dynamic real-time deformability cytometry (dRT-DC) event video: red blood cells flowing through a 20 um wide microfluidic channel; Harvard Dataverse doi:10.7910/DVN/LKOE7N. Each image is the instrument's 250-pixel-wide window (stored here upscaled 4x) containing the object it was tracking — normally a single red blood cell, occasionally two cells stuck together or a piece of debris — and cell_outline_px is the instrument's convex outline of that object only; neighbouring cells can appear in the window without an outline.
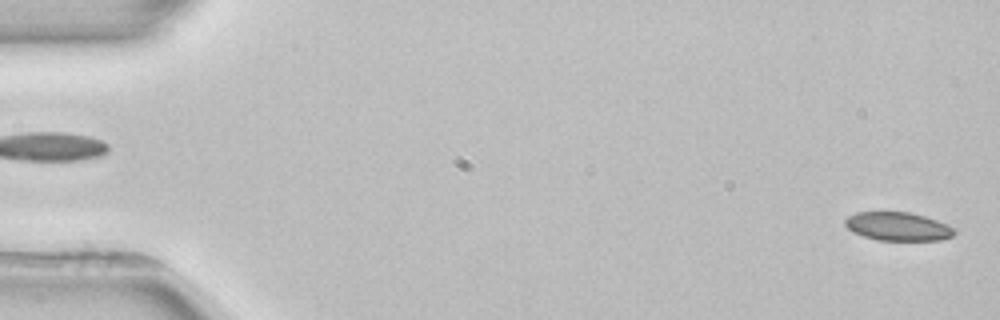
{"species": "common noctule bat (a hibernating species)", "species_latin": "Nyctalus noctula", "temperature_condition": "room temperature", "stored_images_in_passage": 3, "segment_of_instrument_passage": [2, 2], "camera_frame_rate_fps": 3000, "um_per_image_px": 0.085, "animal": {"sex": "female", "body_mass_g": 22.7, "forearm_length_mm": 54.2}, "frame": {"image": 1, "passage_image": 3, "time_ms": 3.0, "image_size_px": [1000, 320], "cell_outline_px": [[956, 232], [952, 236], [940, 240], [876, 240], [852, 232], [844, 224], [844, 220], [848, 216], [856, 212], [912, 212], [948, 224], [956, 228]], "centroid_in_image_um": [76.33, 19.24], "position_along_channel_um": 8.7, "area_um2": 18.26}}